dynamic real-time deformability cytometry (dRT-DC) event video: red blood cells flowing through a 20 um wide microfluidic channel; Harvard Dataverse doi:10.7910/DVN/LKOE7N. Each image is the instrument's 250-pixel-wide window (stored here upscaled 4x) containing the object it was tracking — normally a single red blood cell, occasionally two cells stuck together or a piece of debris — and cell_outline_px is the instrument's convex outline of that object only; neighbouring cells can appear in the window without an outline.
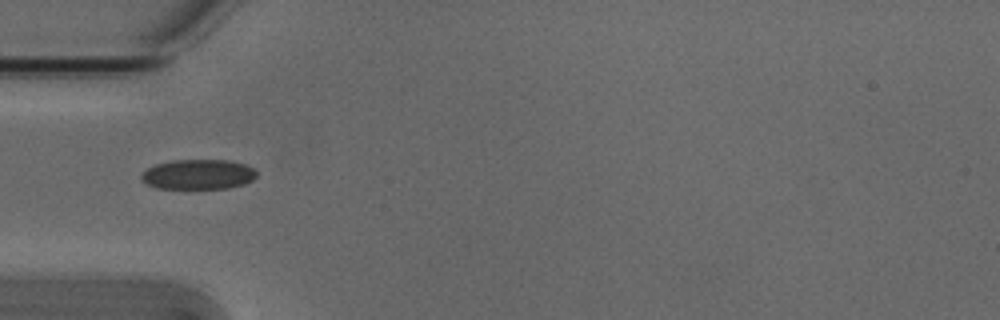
{"species": "Egyptian fruit bat (a non-hibernating species)", "species_latin": "Rousettus aegyptiacus", "temperature_condition": "cold", "stored_images_in_passage": 5, "camera_frame_rate_fps": 3000, "um_per_image_px": 0.085, "animal": {"sex": "male"}, "frame": {"image": 1, "passage_image": 4, "time_ms": 1.0, "image_size_px": [1000, 320], "cell_outline_px": [[256, 176], [252, 180], [244, 184], [228, 188], [156, 188], [140, 180], [140, 176], [148, 168], [156, 164], [172, 160], [228, 160], [244, 164], [252, 168], [256, 172]], "centroid_in_image_um": [16.83, 14.82], "position_along_channel_um": 68.2, "area_um2": 20.0}}
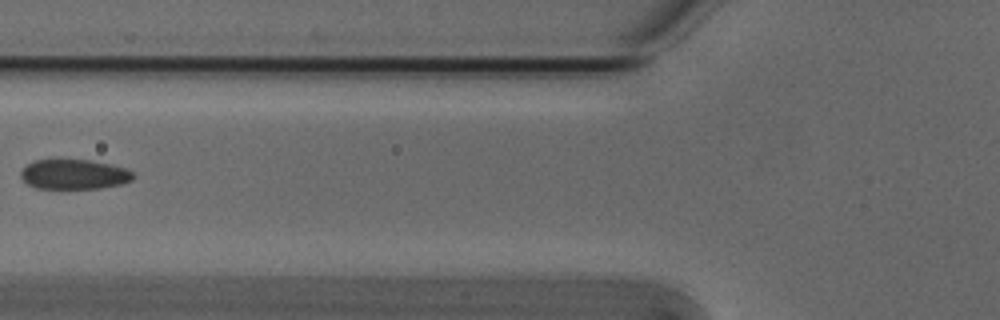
{"frame": {"image": 2, "passage_image": 5, "time_ms": 1.333, "image_size_px": [1000, 320], "cell_outline_px": [[136, 176], [132, 180], [120, 184], [100, 188], [40, 188], [28, 184], [20, 176], [20, 172], [32, 160], [48, 156], [52, 156], [92, 160], [112, 164], [124, 168], [132, 172]], "centroid_in_image_um": [6.25, 14.75], "position_along_channel_um": 119.5, "area_um2": 20.35}}